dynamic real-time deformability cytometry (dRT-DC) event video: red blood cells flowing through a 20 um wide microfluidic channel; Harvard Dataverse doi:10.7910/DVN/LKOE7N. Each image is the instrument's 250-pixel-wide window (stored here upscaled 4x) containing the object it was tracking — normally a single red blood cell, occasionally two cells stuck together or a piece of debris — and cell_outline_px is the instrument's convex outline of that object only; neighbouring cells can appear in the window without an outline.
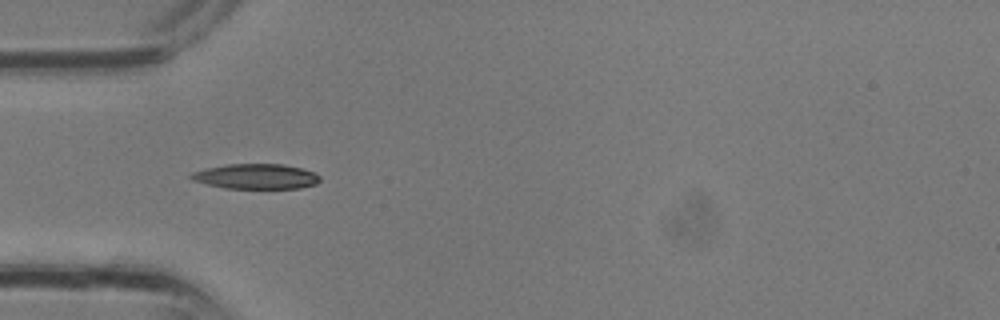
{"species": "common noctule bat (a hibernating species)", "species_latin": "Nyctalus noctula", "temperature_condition": "room temperature", "stored_images_in_passage": 3, "camera_frame_rate_fps": 3000, "um_per_image_px": 0.085, "animal": {"sex": "male", "body_mass_g": 13.3}, "frame": {"image": 1, "passage_image": 3, "time_ms": 0.667, "image_size_px": [1000, 320], "cell_outline_px": [[320, 180], [316, 184], [300, 188], [224, 188], [192, 180], [188, 176], [192, 172], [208, 168], [228, 164], [284, 164], [316, 172], [320, 176]], "centroid_in_image_um": [21.79, 14.99], "position_along_channel_um": 63.2, "area_um2": 18.79}}